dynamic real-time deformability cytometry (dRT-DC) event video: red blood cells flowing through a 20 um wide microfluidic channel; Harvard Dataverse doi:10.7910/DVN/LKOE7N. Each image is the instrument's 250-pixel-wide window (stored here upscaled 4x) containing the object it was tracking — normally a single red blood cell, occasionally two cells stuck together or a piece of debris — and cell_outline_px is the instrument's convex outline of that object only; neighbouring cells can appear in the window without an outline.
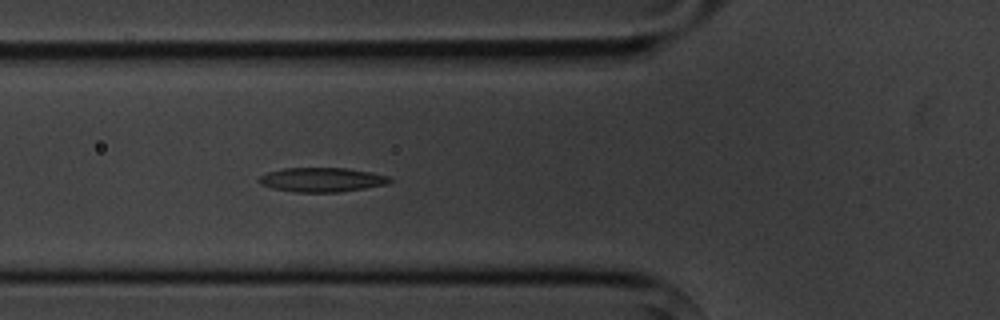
{"species": "common noctule bat (a hibernating species)", "species_latin": "Nyctalus noctula", "temperature_condition": "cold", "stored_images_in_passage": 6, "camera_frame_rate_fps": 3000, "um_per_image_px": 0.085, "animal": {"sex": "male", "body_mass_g": 20.1, "forearm_length_mm": 53.5}, "frame": {"image": 1, "passage_image": 6, "time_ms": 5.667, "image_size_px": [1000, 320], "cell_outline_px": [[392, 180], [388, 184], [364, 188], [336, 192], [296, 192], [272, 188], [260, 184], [260, 176], [268, 172], [284, 168], [348, 168], [372, 172], [388, 176]], "centroid_in_image_um": [27.38, 15.27], "position_along_channel_um": 98.4, "area_um2": 18.38}}